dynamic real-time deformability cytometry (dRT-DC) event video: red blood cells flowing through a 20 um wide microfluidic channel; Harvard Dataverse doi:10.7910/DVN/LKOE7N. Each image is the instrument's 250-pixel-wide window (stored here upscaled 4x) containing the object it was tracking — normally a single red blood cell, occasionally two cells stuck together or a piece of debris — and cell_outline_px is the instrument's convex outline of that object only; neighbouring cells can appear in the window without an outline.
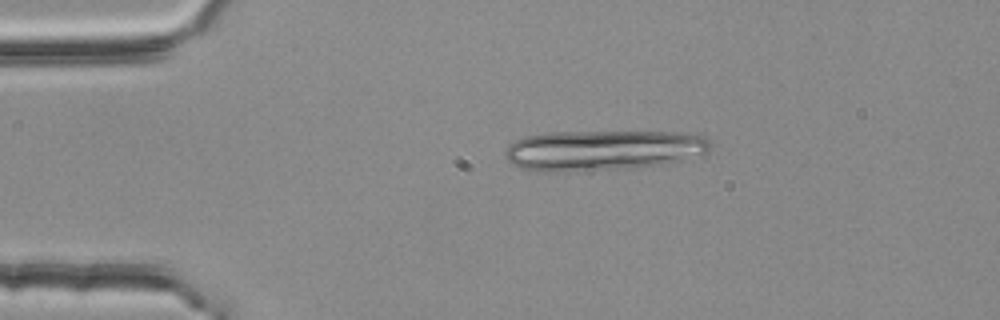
{"species": "common noctule bat (a hibernating species)", "species_latin": "Nyctalus noctula", "temperature_condition": "room temperature", "stored_images_in_passage": 2, "camera_frame_rate_fps": 3000, "um_per_image_px": 0.085, "animal": {"sex": "female", "body_mass_g": 25.1}, "frame": {"image": 1, "passage_image": 1, "time_ms": 0.0, "image_size_px": [1000, 320], "cell_outline_px": [[712, 144], [708, 152], [684, 160], [664, 164], [636, 168], [564, 172], [544, 172], [520, 168], [508, 160], [504, 156], [504, 152], [508, 144], [524, 136], [552, 132], [676, 132], [704, 136]], "centroid_in_image_um": [51.24, 12.78], "position_along_channel_um": 33.8, "area_um2": 48.84}}